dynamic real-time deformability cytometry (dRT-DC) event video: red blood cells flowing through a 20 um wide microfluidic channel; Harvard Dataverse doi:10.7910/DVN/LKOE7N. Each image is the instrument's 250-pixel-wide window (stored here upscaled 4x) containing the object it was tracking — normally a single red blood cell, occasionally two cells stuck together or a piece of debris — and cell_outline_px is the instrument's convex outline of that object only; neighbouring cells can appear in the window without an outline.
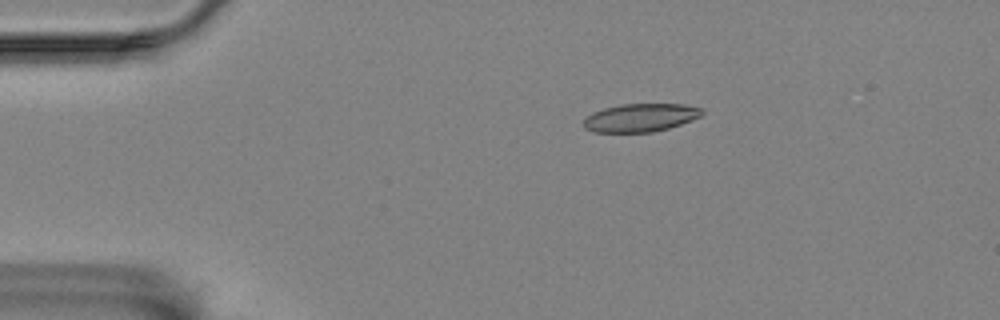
{"species": "Egyptian fruit bat (a non-hibernating species)", "species_latin": "Rousettus aegyptiacus", "temperature_condition": "room temperature", "stored_images_in_passage": 47, "camera_frame_rate_fps": 3000, "um_per_image_px": 0.085, "animal": {"sex": "female"}, "frame": {"image": 1, "passage_image": 1, "time_ms": 0.0, "image_size_px": [1000, 320], "cell_outline_px": [[704, 112], [700, 116], [680, 124], [668, 128], [652, 132], [596, 132], [584, 128], [584, 120], [592, 112], [604, 108], [620, 104], [684, 104], [704, 108]], "centroid_in_image_um": [54.45, 9.99], "position_along_channel_um": 30.6, "area_um2": 19.36}}
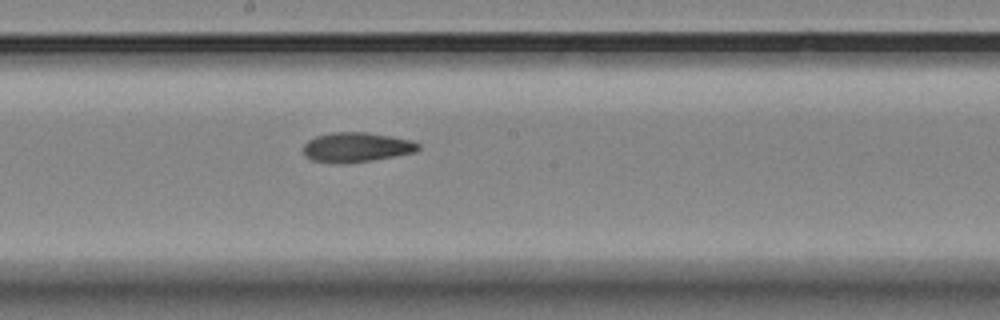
{"frame": {"image": 2, "passage_image": 21, "time_ms": 6.667, "image_size_px": [1000, 320], "cell_outline_px": [[420, 148], [416, 152], [372, 160], [344, 164], [340, 164], [312, 160], [304, 156], [304, 144], [308, 140], [316, 136], [332, 132], [364, 132], [392, 136], [412, 140], [420, 144]], "centroid_in_image_um": [30.3, 12.52], "position_along_channel_um": 217.9, "area_um2": 20.0}}
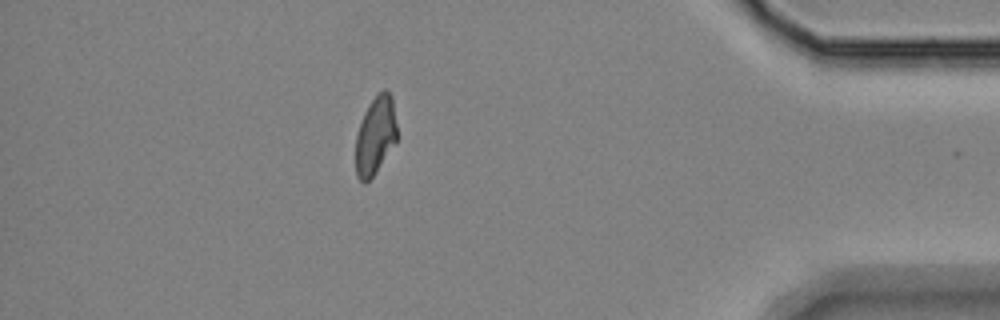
{"frame": {"image": 3, "passage_image": 40, "time_ms": 13.0, "image_size_px": [1000, 320], "cell_outline_px": [[396, 144], [376, 172], [364, 184], [356, 176], [356, 136], [364, 112], [372, 100], [384, 88], [392, 96], [396, 124]], "centroid_in_image_um": [31.91, 11.55], "position_along_channel_um": 403.3, "area_um2": 18.73}, "authors_computed_cell_mechanics": {"area_um2": 19.8254, "velocity_mm_per_s": 3.5591, "shape_relaxation_time_tau1_ms": null, "shape_relaxation_time_tau2_ms": 2.5618, "deformation_change_tau1": null, "deformation_change_tau2": 0.0844}}